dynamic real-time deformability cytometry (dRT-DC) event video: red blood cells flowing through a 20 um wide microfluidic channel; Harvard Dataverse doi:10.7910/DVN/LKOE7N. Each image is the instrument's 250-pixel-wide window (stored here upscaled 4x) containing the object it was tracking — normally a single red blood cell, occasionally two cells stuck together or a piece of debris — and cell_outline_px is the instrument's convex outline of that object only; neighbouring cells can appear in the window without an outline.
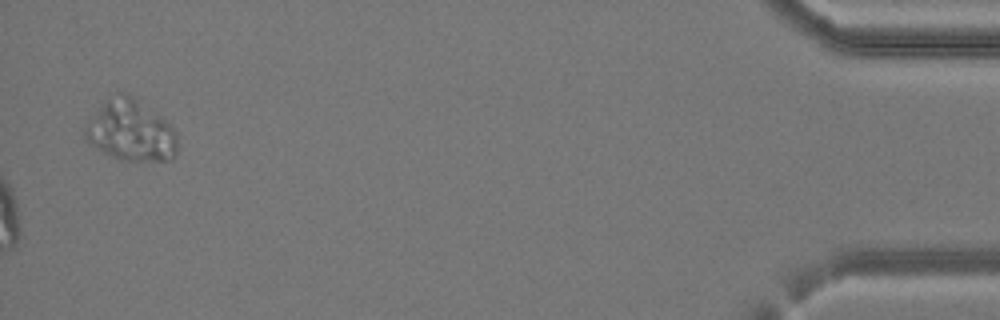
{"species": "common noctule bat (a hibernating species)", "species_latin": "Nyctalus noctula", "temperature_condition": "cold", "stored_images_in_passage": 42, "camera_frame_rate_fps": 3000, "um_per_image_px": 0.085, "animal": {"sex": "female", "body_mass_g": 24.6, "forearm_length_mm": 56.2}, "frame": {"image": 1, "passage_image": 42, "time_ms": 13.667, "image_size_px": [1000, 320], "cell_outline_px": [[176, 156], [172, 160], [120, 160], [96, 148], [84, 140], [84, 128], [100, 104], [104, 100], [120, 92], [128, 92], [160, 116], [176, 132]], "centroid_in_image_um": [11.08, 11.1], "position_along_channel_um": 424.1, "area_um2": 32.71}}